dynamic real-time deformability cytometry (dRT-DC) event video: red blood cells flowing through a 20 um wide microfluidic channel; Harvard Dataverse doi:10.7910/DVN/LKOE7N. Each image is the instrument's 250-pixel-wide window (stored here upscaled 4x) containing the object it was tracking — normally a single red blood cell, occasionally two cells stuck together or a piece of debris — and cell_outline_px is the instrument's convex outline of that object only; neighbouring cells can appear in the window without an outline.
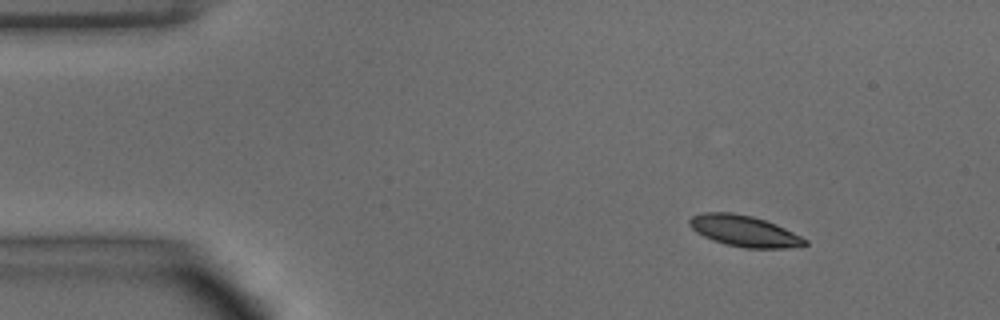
{"species": "common noctule bat (a hibernating species)", "species_latin": "Nyctalus noctula", "temperature_condition": "warm", "stored_images_in_passage": 44, "camera_frame_rate_fps": 3000, "um_per_image_px": 0.085, "animal": {"sex": "male", "body_mass_g": 15.6}, "frame": {"image": 1, "passage_image": 1, "time_ms": 0.0, "image_size_px": [1000, 320], "cell_outline_px": [[808, 244], [784, 248], [744, 248], [712, 240], [696, 232], [688, 224], [688, 220], [692, 216], [704, 212], [732, 212], [752, 216], [776, 224], [808, 240]], "centroid_in_image_um": [63.23, 19.63], "position_along_channel_um": 21.8, "area_um2": 20.75}}
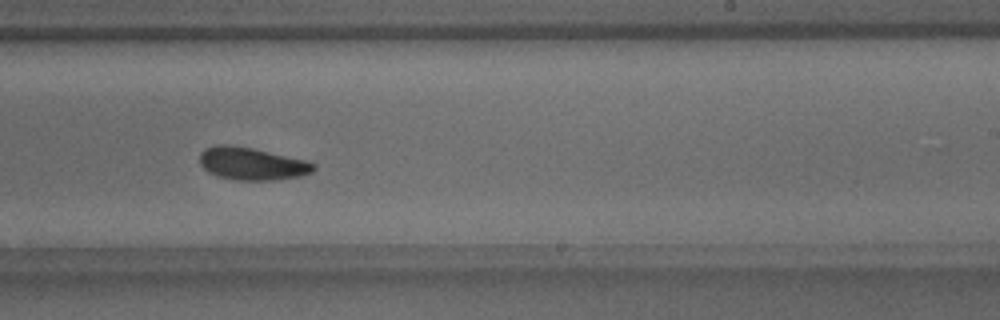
{"frame": {"image": 2, "passage_image": 25, "time_ms": 8.0, "image_size_px": [1000, 320], "cell_outline_px": [[316, 168], [312, 172], [300, 176], [276, 180], [236, 180], [220, 176], [208, 172], [200, 164], [200, 152], [204, 148], [216, 144], [228, 144], [252, 148], [304, 160], [316, 164]], "centroid_in_image_um": [21.39, 13.91], "position_along_channel_um": 267.6, "area_um2": 21.56}}
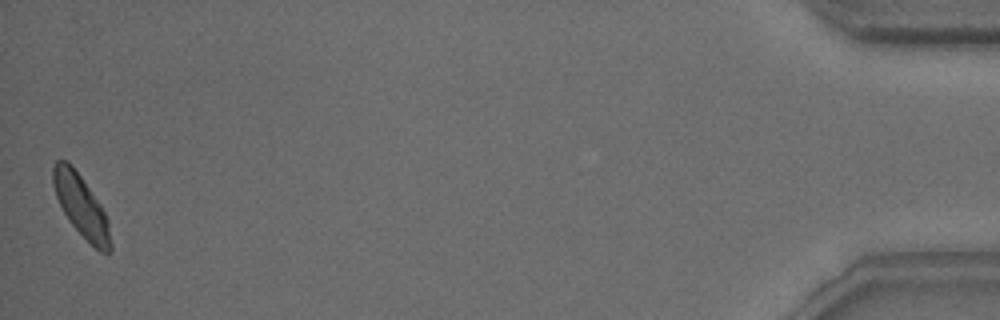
{"frame": {"image": 3, "passage_image": 44, "time_ms": 14.333, "image_size_px": [1000, 320], "cell_outline_px": [[112, 252], [100, 252], [72, 224], [64, 212], [56, 196], [52, 184], [52, 168], [56, 160], [68, 160], [72, 164], [100, 204], [108, 220], [112, 244]], "centroid_in_image_um": [6.9, 17.47], "position_along_channel_um": 428.3, "area_um2": 20.4}, "authors_computed_cell_mechanics": {"area_um2": 21.2415, "velocity_mm_per_s": 4.0266, "shape_relaxation_time_tau1_ms": 5.2127, "shape_relaxation_time_tau2_ms": 4.2401, "deformation_change_tau1": 0.1423, "deformation_change_tau2": 0.0924}}